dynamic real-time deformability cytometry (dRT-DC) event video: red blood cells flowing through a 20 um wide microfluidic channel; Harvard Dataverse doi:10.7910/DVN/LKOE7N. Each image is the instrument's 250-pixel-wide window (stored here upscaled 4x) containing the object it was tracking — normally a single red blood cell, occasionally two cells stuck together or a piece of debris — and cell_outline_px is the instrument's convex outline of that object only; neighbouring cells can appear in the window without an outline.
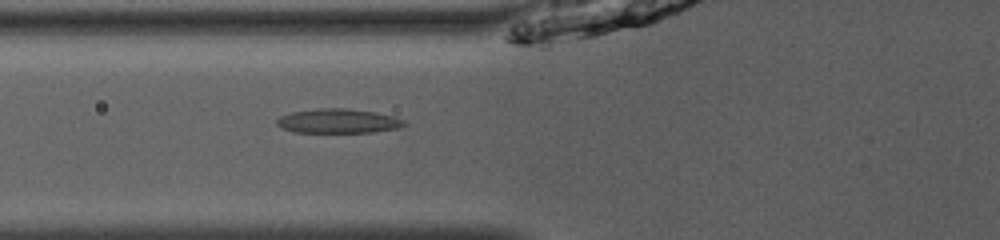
{"species": "common noctule bat (a hibernating species)", "species_latin": "Nyctalus noctula", "temperature_condition": "room temperature", "stored_images_in_passage": 31, "camera_frame_rate_fps": 3000, "um_per_image_px": 0.085, "animal": {"sex": "male", "body_mass_g": 13.0, "forearm_length_mm": 53.1}, "frame": {"image": 1, "passage_image": 5, "time_ms": 1.333, "image_size_px": [1000, 240], "cell_outline_px": [[408, 124], [396, 128], [372, 132], [292, 132], [280, 128], [276, 124], [276, 120], [280, 116], [292, 112], [316, 108], [344, 108], [376, 112], [396, 116], [404, 120]], "centroid_in_image_um": [28.73, 10.28], "position_along_channel_um": 97.1, "area_um2": 18.21}}
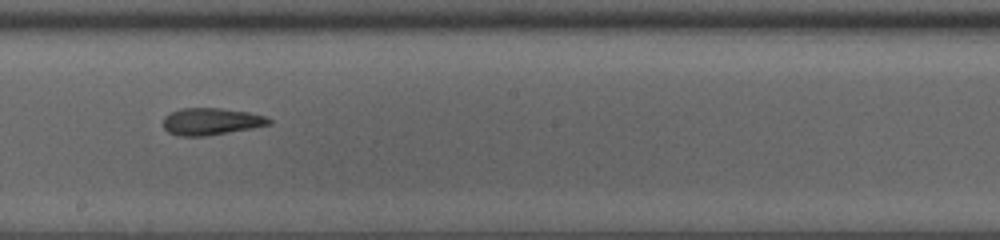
{"frame": {"image": 2, "passage_image": 15, "time_ms": 4.667, "image_size_px": [1000, 240], "cell_outline_px": [[272, 124], [252, 128], [208, 136], [180, 136], [168, 132], [164, 128], [164, 116], [180, 108], [220, 108], [248, 112], [264, 116], [272, 120]], "centroid_in_image_um": [17.95, 10.33], "position_along_channel_um": 230.3, "area_um2": 16.65}}
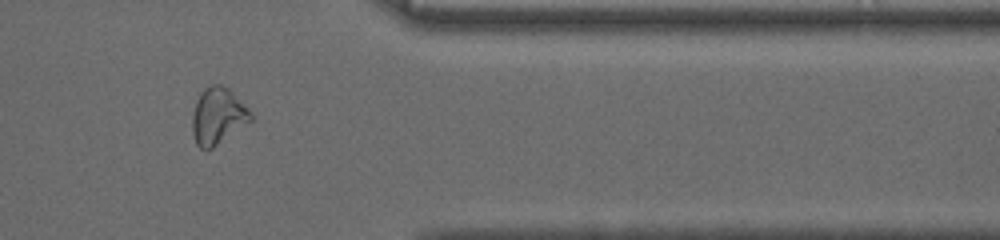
{"frame": {"image": 3, "passage_image": 28, "time_ms": 9.0, "image_size_px": [1000, 240], "cell_outline_px": [[252, 120], [212, 148], [200, 148], [196, 144], [192, 132], [192, 116], [196, 100], [200, 92], [208, 84], [220, 84], [228, 88], [252, 112]], "centroid_in_image_um": [18.5, 9.83], "position_along_channel_um": 392.9, "area_um2": 19.19}, "authors_computed_cell_mechanics": {"area_um2": 17.051, "velocity_mm_per_s": 3.9632, "shape_relaxation_time_tau1_ms": 4.8887, "shape_relaxation_time_tau2_ms": 3.3455, "deformation_change_tau1": 0.1523, "deformation_change_tau2": 0.118}}